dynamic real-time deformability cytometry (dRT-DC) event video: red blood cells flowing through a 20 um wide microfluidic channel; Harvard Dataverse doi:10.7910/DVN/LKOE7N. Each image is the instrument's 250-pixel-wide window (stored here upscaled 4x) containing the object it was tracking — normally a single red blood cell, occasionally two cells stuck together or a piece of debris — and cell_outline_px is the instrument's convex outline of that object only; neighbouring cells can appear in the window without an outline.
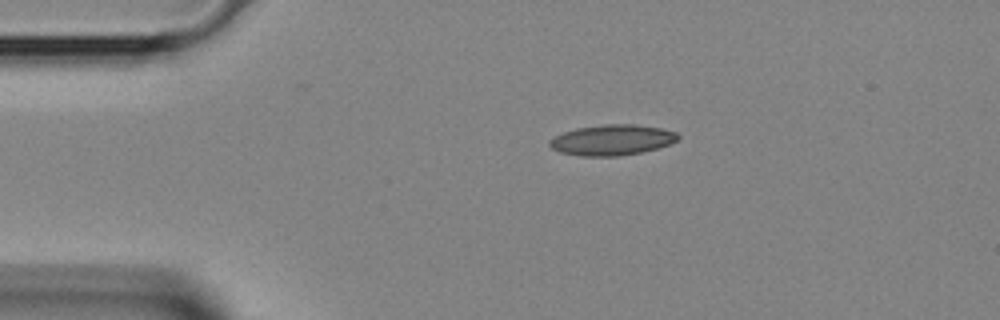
{"species": "Egyptian fruit bat (a non-hibernating species)", "species_latin": "Rousettus aegyptiacus", "temperature_condition": "room temperature", "stored_images_in_passage": 4, "camera_frame_rate_fps": 3000, "um_per_image_px": 0.085, "animal": {"sex": "female"}, "frame": {"image": 1, "passage_image": 4, "time_ms": 1.0, "image_size_px": [1000, 320], "cell_outline_px": [[680, 136], [676, 140], [668, 144], [656, 148], [640, 152], [616, 156], [580, 156], [560, 152], [552, 148], [548, 144], [548, 140], [564, 132], [576, 128], [604, 124], [636, 124], [660, 128], [676, 132]], "centroid_in_image_um": [51.99, 11.89], "position_along_channel_um": 33.0, "area_um2": 22.72}}